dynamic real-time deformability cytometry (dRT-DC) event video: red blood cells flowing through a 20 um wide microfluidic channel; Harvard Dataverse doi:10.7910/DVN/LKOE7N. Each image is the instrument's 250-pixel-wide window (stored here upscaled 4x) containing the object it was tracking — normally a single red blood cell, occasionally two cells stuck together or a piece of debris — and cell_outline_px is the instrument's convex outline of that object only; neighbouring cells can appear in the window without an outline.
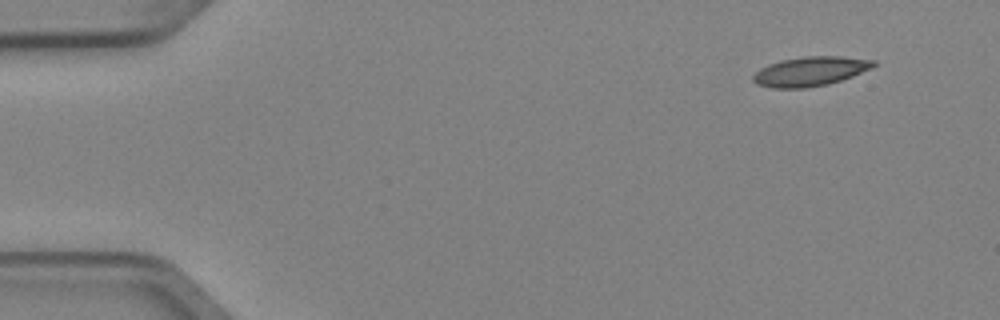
{"species": "Egyptian fruit bat (a non-hibernating species)", "species_latin": "Rousettus aegyptiacus", "temperature_condition": "cold", "stored_images_in_passage": 4, "camera_frame_rate_fps": 3000, "um_per_image_px": 0.085, "animal": {"sex": "female"}, "frame": {"image": 1, "passage_image": 1, "time_ms": 0.0, "image_size_px": [1000, 320], "cell_outline_px": [[880, 64], [872, 68], [852, 76], [828, 84], [804, 88], [772, 88], [756, 84], [752, 80], [752, 76], [760, 68], [768, 64], [780, 60], [804, 56], [844, 56], [876, 60]], "centroid_in_image_um": [68.89, 6.05], "position_along_channel_um": 16.1, "area_um2": 20.87}}